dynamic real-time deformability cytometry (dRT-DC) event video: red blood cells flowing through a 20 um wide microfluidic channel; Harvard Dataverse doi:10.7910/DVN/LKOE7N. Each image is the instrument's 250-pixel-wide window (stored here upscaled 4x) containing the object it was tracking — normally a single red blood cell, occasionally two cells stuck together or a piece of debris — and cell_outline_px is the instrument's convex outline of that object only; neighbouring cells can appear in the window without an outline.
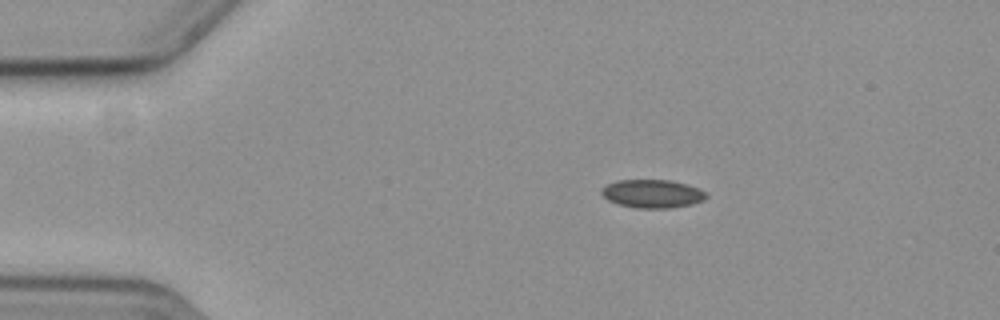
{"species": "common noctule bat (a hibernating species)", "species_latin": "Nyctalus noctula", "temperature_condition": "cold", "stored_images_in_passage": 51, "camera_frame_rate_fps": 3000, "um_per_image_px": 0.085, "animal": {"sex": "female", "body_mass_g": 19.3, "forearm_length_mm": 54.1}, "frame": {"image": 1, "passage_image": 4, "time_ms": 1.0, "image_size_px": [1000, 320], "cell_outline_px": [[708, 196], [704, 200], [692, 204], [668, 208], [636, 208], [616, 204], [608, 200], [600, 192], [608, 184], [620, 180], [668, 180], [688, 184], [704, 192]], "centroid_in_image_um": [55.45, 16.47], "position_along_channel_um": 29.6, "area_um2": 17.11}}
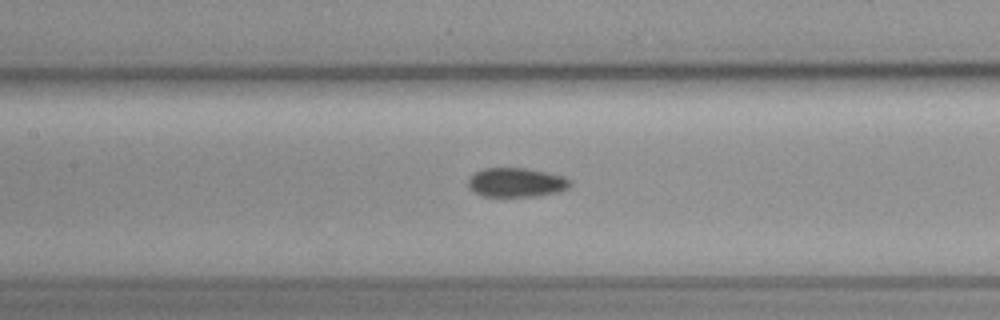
{"frame": {"image": 2, "passage_image": 20, "time_ms": 6.333, "image_size_px": [1000, 320], "cell_outline_px": [[572, 184], [568, 188], [560, 192], [540, 196], [480, 196], [468, 184], [468, 180], [476, 172], [484, 168], [528, 168], [564, 176], [572, 180]], "centroid_in_image_um": [43.96, 15.51], "position_along_channel_um": 163.4, "area_um2": 17.4}}
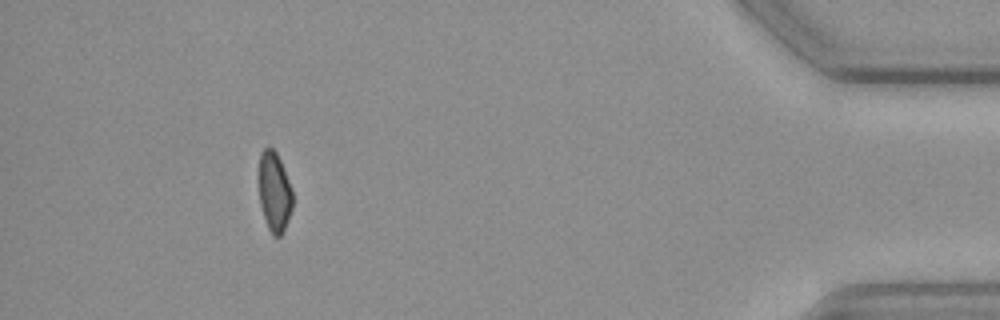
{"frame": {"image": 3, "passage_image": 46, "time_ms": 15.0, "image_size_px": [1000, 320], "cell_outline_px": [[292, 208], [284, 228], [280, 236], [272, 236], [268, 228], [260, 204], [260, 152], [264, 148], [272, 148], [276, 152], [280, 160], [292, 192]], "centroid_in_image_um": [23.32, 16.32], "position_along_channel_um": 411.9, "area_um2": 15.14}, "authors_computed_cell_mechanics": {"area_um2": 17.1666, "velocity_mm_per_s": 3.612, "shape_relaxation_time_tau1_ms": 7.8502, "shape_relaxation_time_tau2_ms": null, "deformation_change_tau1": 0.0827, "deformation_change_tau2": null}}